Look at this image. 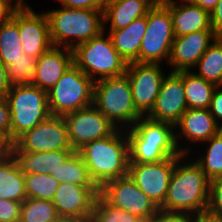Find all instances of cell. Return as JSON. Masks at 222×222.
<instances>
[{
    "mask_svg": "<svg viewBox=\"0 0 222 222\" xmlns=\"http://www.w3.org/2000/svg\"><path fill=\"white\" fill-rule=\"evenodd\" d=\"M180 6L174 0L161 1L170 11L175 37L200 30H212L210 13L188 0H181Z\"/></svg>",
    "mask_w": 222,
    "mask_h": 222,
    "instance_id": "20",
    "label": "cell"
},
{
    "mask_svg": "<svg viewBox=\"0 0 222 222\" xmlns=\"http://www.w3.org/2000/svg\"><path fill=\"white\" fill-rule=\"evenodd\" d=\"M62 6L75 9L103 10L107 0H58Z\"/></svg>",
    "mask_w": 222,
    "mask_h": 222,
    "instance_id": "39",
    "label": "cell"
},
{
    "mask_svg": "<svg viewBox=\"0 0 222 222\" xmlns=\"http://www.w3.org/2000/svg\"><path fill=\"white\" fill-rule=\"evenodd\" d=\"M13 144L23 152L73 150L63 117L55 115L25 132Z\"/></svg>",
    "mask_w": 222,
    "mask_h": 222,
    "instance_id": "11",
    "label": "cell"
},
{
    "mask_svg": "<svg viewBox=\"0 0 222 222\" xmlns=\"http://www.w3.org/2000/svg\"><path fill=\"white\" fill-rule=\"evenodd\" d=\"M133 102L136 110L146 117L160 92L164 74L159 64L132 62L127 65Z\"/></svg>",
    "mask_w": 222,
    "mask_h": 222,
    "instance_id": "12",
    "label": "cell"
},
{
    "mask_svg": "<svg viewBox=\"0 0 222 222\" xmlns=\"http://www.w3.org/2000/svg\"><path fill=\"white\" fill-rule=\"evenodd\" d=\"M6 99L11 113V144L51 116L47 92L32 84L11 87Z\"/></svg>",
    "mask_w": 222,
    "mask_h": 222,
    "instance_id": "6",
    "label": "cell"
},
{
    "mask_svg": "<svg viewBox=\"0 0 222 222\" xmlns=\"http://www.w3.org/2000/svg\"><path fill=\"white\" fill-rule=\"evenodd\" d=\"M91 219L94 222H144L137 216L110 205L100 194L95 200Z\"/></svg>",
    "mask_w": 222,
    "mask_h": 222,
    "instance_id": "35",
    "label": "cell"
},
{
    "mask_svg": "<svg viewBox=\"0 0 222 222\" xmlns=\"http://www.w3.org/2000/svg\"><path fill=\"white\" fill-rule=\"evenodd\" d=\"M0 133L3 134L11 144V113L6 98L0 97Z\"/></svg>",
    "mask_w": 222,
    "mask_h": 222,
    "instance_id": "38",
    "label": "cell"
},
{
    "mask_svg": "<svg viewBox=\"0 0 222 222\" xmlns=\"http://www.w3.org/2000/svg\"><path fill=\"white\" fill-rule=\"evenodd\" d=\"M74 150H55L49 152H23L10 144L9 154L22 174H52L75 153Z\"/></svg>",
    "mask_w": 222,
    "mask_h": 222,
    "instance_id": "18",
    "label": "cell"
},
{
    "mask_svg": "<svg viewBox=\"0 0 222 222\" xmlns=\"http://www.w3.org/2000/svg\"><path fill=\"white\" fill-rule=\"evenodd\" d=\"M183 86L188 108L209 109L216 85L197 76L195 72L183 71Z\"/></svg>",
    "mask_w": 222,
    "mask_h": 222,
    "instance_id": "26",
    "label": "cell"
},
{
    "mask_svg": "<svg viewBox=\"0 0 222 222\" xmlns=\"http://www.w3.org/2000/svg\"><path fill=\"white\" fill-rule=\"evenodd\" d=\"M10 143L8 142L7 138L0 133V155H6L9 153Z\"/></svg>",
    "mask_w": 222,
    "mask_h": 222,
    "instance_id": "47",
    "label": "cell"
},
{
    "mask_svg": "<svg viewBox=\"0 0 222 222\" xmlns=\"http://www.w3.org/2000/svg\"><path fill=\"white\" fill-rule=\"evenodd\" d=\"M174 38L169 9L162 2L153 5L147 12V28L139 50V63L168 61Z\"/></svg>",
    "mask_w": 222,
    "mask_h": 222,
    "instance_id": "8",
    "label": "cell"
},
{
    "mask_svg": "<svg viewBox=\"0 0 222 222\" xmlns=\"http://www.w3.org/2000/svg\"><path fill=\"white\" fill-rule=\"evenodd\" d=\"M99 188L96 185L60 183L52 199L59 217L91 218Z\"/></svg>",
    "mask_w": 222,
    "mask_h": 222,
    "instance_id": "15",
    "label": "cell"
},
{
    "mask_svg": "<svg viewBox=\"0 0 222 222\" xmlns=\"http://www.w3.org/2000/svg\"><path fill=\"white\" fill-rule=\"evenodd\" d=\"M176 127L181 129L180 133L175 132L177 147L179 146V140L183 136L193 143L206 142L221 130L209 109L188 108L175 125Z\"/></svg>",
    "mask_w": 222,
    "mask_h": 222,
    "instance_id": "21",
    "label": "cell"
},
{
    "mask_svg": "<svg viewBox=\"0 0 222 222\" xmlns=\"http://www.w3.org/2000/svg\"><path fill=\"white\" fill-rule=\"evenodd\" d=\"M129 129V130H128ZM125 132L129 144H151L156 146H177L175 141V126L141 117Z\"/></svg>",
    "mask_w": 222,
    "mask_h": 222,
    "instance_id": "22",
    "label": "cell"
},
{
    "mask_svg": "<svg viewBox=\"0 0 222 222\" xmlns=\"http://www.w3.org/2000/svg\"><path fill=\"white\" fill-rule=\"evenodd\" d=\"M38 58L23 54L7 66V77L11 87L33 84Z\"/></svg>",
    "mask_w": 222,
    "mask_h": 222,
    "instance_id": "34",
    "label": "cell"
},
{
    "mask_svg": "<svg viewBox=\"0 0 222 222\" xmlns=\"http://www.w3.org/2000/svg\"><path fill=\"white\" fill-rule=\"evenodd\" d=\"M22 202L0 199V222H19Z\"/></svg>",
    "mask_w": 222,
    "mask_h": 222,
    "instance_id": "37",
    "label": "cell"
},
{
    "mask_svg": "<svg viewBox=\"0 0 222 222\" xmlns=\"http://www.w3.org/2000/svg\"><path fill=\"white\" fill-rule=\"evenodd\" d=\"M18 31L23 51L28 56L39 58L52 46L47 15L37 14L30 6L18 8Z\"/></svg>",
    "mask_w": 222,
    "mask_h": 222,
    "instance_id": "16",
    "label": "cell"
},
{
    "mask_svg": "<svg viewBox=\"0 0 222 222\" xmlns=\"http://www.w3.org/2000/svg\"><path fill=\"white\" fill-rule=\"evenodd\" d=\"M61 49L51 46L38 58L32 85L48 92L73 64V50L65 47Z\"/></svg>",
    "mask_w": 222,
    "mask_h": 222,
    "instance_id": "19",
    "label": "cell"
},
{
    "mask_svg": "<svg viewBox=\"0 0 222 222\" xmlns=\"http://www.w3.org/2000/svg\"><path fill=\"white\" fill-rule=\"evenodd\" d=\"M99 194L112 206L123 209L144 222L161 215L159 207L135 184L129 175L106 182Z\"/></svg>",
    "mask_w": 222,
    "mask_h": 222,
    "instance_id": "9",
    "label": "cell"
},
{
    "mask_svg": "<svg viewBox=\"0 0 222 222\" xmlns=\"http://www.w3.org/2000/svg\"><path fill=\"white\" fill-rule=\"evenodd\" d=\"M189 148L180 146H156L151 144H129V164L158 163L170 157H182Z\"/></svg>",
    "mask_w": 222,
    "mask_h": 222,
    "instance_id": "27",
    "label": "cell"
},
{
    "mask_svg": "<svg viewBox=\"0 0 222 222\" xmlns=\"http://www.w3.org/2000/svg\"><path fill=\"white\" fill-rule=\"evenodd\" d=\"M197 66V76L216 86H222V38H216L212 42L198 60Z\"/></svg>",
    "mask_w": 222,
    "mask_h": 222,
    "instance_id": "29",
    "label": "cell"
},
{
    "mask_svg": "<svg viewBox=\"0 0 222 222\" xmlns=\"http://www.w3.org/2000/svg\"><path fill=\"white\" fill-rule=\"evenodd\" d=\"M180 158L170 157L158 163L129 164L128 175L160 208L166 199L175 164Z\"/></svg>",
    "mask_w": 222,
    "mask_h": 222,
    "instance_id": "13",
    "label": "cell"
},
{
    "mask_svg": "<svg viewBox=\"0 0 222 222\" xmlns=\"http://www.w3.org/2000/svg\"><path fill=\"white\" fill-rule=\"evenodd\" d=\"M26 198L25 175L9 153L0 156V199L23 202Z\"/></svg>",
    "mask_w": 222,
    "mask_h": 222,
    "instance_id": "25",
    "label": "cell"
},
{
    "mask_svg": "<svg viewBox=\"0 0 222 222\" xmlns=\"http://www.w3.org/2000/svg\"><path fill=\"white\" fill-rule=\"evenodd\" d=\"M215 39L213 30H200L175 37L168 60L174 68L171 72L190 71L196 67L198 60Z\"/></svg>",
    "mask_w": 222,
    "mask_h": 222,
    "instance_id": "17",
    "label": "cell"
},
{
    "mask_svg": "<svg viewBox=\"0 0 222 222\" xmlns=\"http://www.w3.org/2000/svg\"><path fill=\"white\" fill-rule=\"evenodd\" d=\"M93 105L116 127H132L141 117L133 102L127 74L96 80ZM118 123V124H117ZM127 123V124H126Z\"/></svg>",
    "mask_w": 222,
    "mask_h": 222,
    "instance_id": "4",
    "label": "cell"
},
{
    "mask_svg": "<svg viewBox=\"0 0 222 222\" xmlns=\"http://www.w3.org/2000/svg\"><path fill=\"white\" fill-rule=\"evenodd\" d=\"M121 1H125V0H107V2H121Z\"/></svg>",
    "mask_w": 222,
    "mask_h": 222,
    "instance_id": "50",
    "label": "cell"
},
{
    "mask_svg": "<svg viewBox=\"0 0 222 222\" xmlns=\"http://www.w3.org/2000/svg\"><path fill=\"white\" fill-rule=\"evenodd\" d=\"M104 32L73 48V63L94 82L123 75L128 65L113 46L110 36L104 39Z\"/></svg>",
    "mask_w": 222,
    "mask_h": 222,
    "instance_id": "5",
    "label": "cell"
},
{
    "mask_svg": "<svg viewBox=\"0 0 222 222\" xmlns=\"http://www.w3.org/2000/svg\"><path fill=\"white\" fill-rule=\"evenodd\" d=\"M60 183L51 174H25L27 198L52 201Z\"/></svg>",
    "mask_w": 222,
    "mask_h": 222,
    "instance_id": "33",
    "label": "cell"
},
{
    "mask_svg": "<svg viewBox=\"0 0 222 222\" xmlns=\"http://www.w3.org/2000/svg\"><path fill=\"white\" fill-rule=\"evenodd\" d=\"M186 222H222V218L214 216L206 211L196 214L195 216L186 217Z\"/></svg>",
    "mask_w": 222,
    "mask_h": 222,
    "instance_id": "44",
    "label": "cell"
},
{
    "mask_svg": "<svg viewBox=\"0 0 222 222\" xmlns=\"http://www.w3.org/2000/svg\"><path fill=\"white\" fill-rule=\"evenodd\" d=\"M222 86H217L212 97L209 107L211 115L214 117L217 125L222 129V124L218 123L219 119L222 121ZM218 119V120H217Z\"/></svg>",
    "mask_w": 222,
    "mask_h": 222,
    "instance_id": "40",
    "label": "cell"
},
{
    "mask_svg": "<svg viewBox=\"0 0 222 222\" xmlns=\"http://www.w3.org/2000/svg\"><path fill=\"white\" fill-rule=\"evenodd\" d=\"M184 157L175 164L161 215L186 218L207 211L210 180L195 162L182 166Z\"/></svg>",
    "mask_w": 222,
    "mask_h": 222,
    "instance_id": "1",
    "label": "cell"
},
{
    "mask_svg": "<svg viewBox=\"0 0 222 222\" xmlns=\"http://www.w3.org/2000/svg\"><path fill=\"white\" fill-rule=\"evenodd\" d=\"M91 218L59 217L55 222H87Z\"/></svg>",
    "mask_w": 222,
    "mask_h": 222,
    "instance_id": "48",
    "label": "cell"
},
{
    "mask_svg": "<svg viewBox=\"0 0 222 222\" xmlns=\"http://www.w3.org/2000/svg\"><path fill=\"white\" fill-rule=\"evenodd\" d=\"M23 54L18 31L17 9L8 22L0 25V60L7 67L11 61L23 57Z\"/></svg>",
    "mask_w": 222,
    "mask_h": 222,
    "instance_id": "28",
    "label": "cell"
},
{
    "mask_svg": "<svg viewBox=\"0 0 222 222\" xmlns=\"http://www.w3.org/2000/svg\"><path fill=\"white\" fill-rule=\"evenodd\" d=\"M15 1H16L15 4L18 5L19 7H27V5H25L24 3V0H15Z\"/></svg>",
    "mask_w": 222,
    "mask_h": 222,
    "instance_id": "49",
    "label": "cell"
},
{
    "mask_svg": "<svg viewBox=\"0 0 222 222\" xmlns=\"http://www.w3.org/2000/svg\"><path fill=\"white\" fill-rule=\"evenodd\" d=\"M12 3V0H0V25L8 22L19 8L18 5Z\"/></svg>",
    "mask_w": 222,
    "mask_h": 222,
    "instance_id": "42",
    "label": "cell"
},
{
    "mask_svg": "<svg viewBox=\"0 0 222 222\" xmlns=\"http://www.w3.org/2000/svg\"><path fill=\"white\" fill-rule=\"evenodd\" d=\"M207 212L222 218V179H213L209 183Z\"/></svg>",
    "mask_w": 222,
    "mask_h": 222,
    "instance_id": "36",
    "label": "cell"
},
{
    "mask_svg": "<svg viewBox=\"0 0 222 222\" xmlns=\"http://www.w3.org/2000/svg\"><path fill=\"white\" fill-rule=\"evenodd\" d=\"M211 28L216 38H222V0H219L210 14Z\"/></svg>",
    "mask_w": 222,
    "mask_h": 222,
    "instance_id": "41",
    "label": "cell"
},
{
    "mask_svg": "<svg viewBox=\"0 0 222 222\" xmlns=\"http://www.w3.org/2000/svg\"><path fill=\"white\" fill-rule=\"evenodd\" d=\"M188 109L183 86V71L165 75L155 104L146 116L158 122L176 125L182 114Z\"/></svg>",
    "mask_w": 222,
    "mask_h": 222,
    "instance_id": "14",
    "label": "cell"
},
{
    "mask_svg": "<svg viewBox=\"0 0 222 222\" xmlns=\"http://www.w3.org/2000/svg\"><path fill=\"white\" fill-rule=\"evenodd\" d=\"M11 85L9 84L7 77V67L0 60V97L6 98L10 91Z\"/></svg>",
    "mask_w": 222,
    "mask_h": 222,
    "instance_id": "43",
    "label": "cell"
},
{
    "mask_svg": "<svg viewBox=\"0 0 222 222\" xmlns=\"http://www.w3.org/2000/svg\"><path fill=\"white\" fill-rule=\"evenodd\" d=\"M52 177L59 183H73L76 185H95L82 156L76 151L63 166L53 172Z\"/></svg>",
    "mask_w": 222,
    "mask_h": 222,
    "instance_id": "30",
    "label": "cell"
},
{
    "mask_svg": "<svg viewBox=\"0 0 222 222\" xmlns=\"http://www.w3.org/2000/svg\"><path fill=\"white\" fill-rule=\"evenodd\" d=\"M125 134L118 127L108 137L91 141L77 151L99 189L108 181L128 175L129 143Z\"/></svg>",
    "mask_w": 222,
    "mask_h": 222,
    "instance_id": "2",
    "label": "cell"
},
{
    "mask_svg": "<svg viewBox=\"0 0 222 222\" xmlns=\"http://www.w3.org/2000/svg\"><path fill=\"white\" fill-rule=\"evenodd\" d=\"M161 0H125L106 2L103 9V20L110 22V30L123 29L135 19L146 16L148 10Z\"/></svg>",
    "mask_w": 222,
    "mask_h": 222,
    "instance_id": "23",
    "label": "cell"
},
{
    "mask_svg": "<svg viewBox=\"0 0 222 222\" xmlns=\"http://www.w3.org/2000/svg\"><path fill=\"white\" fill-rule=\"evenodd\" d=\"M62 117L74 151L91 141L108 137L117 129L93 104Z\"/></svg>",
    "mask_w": 222,
    "mask_h": 222,
    "instance_id": "10",
    "label": "cell"
},
{
    "mask_svg": "<svg viewBox=\"0 0 222 222\" xmlns=\"http://www.w3.org/2000/svg\"><path fill=\"white\" fill-rule=\"evenodd\" d=\"M52 46L72 49L99 36L105 30L103 10L75 9L62 6L45 13ZM71 37V38H70ZM76 38L75 41L73 40Z\"/></svg>",
    "mask_w": 222,
    "mask_h": 222,
    "instance_id": "3",
    "label": "cell"
},
{
    "mask_svg": "<svg viewBox=\"0 0 222 222\" xmlns=\"http://www.w3.org/2000/svg\"><path fill=\"white\" fill-rule=\"evenodd\" d=\"M94 83L73 63L47 92L50 114L63 116L92 105Z\"/></svg>",
    "mask_w": 222,
    "mask_h": 222,
    "instance_id": "7",
    "label": "cell"
},
{
    "mask_svg": "<svg viewBox=\"0 0 222 222\" xmlns=\"http://www.w3.org/2000/svg\"><path fill=\"white\" fill-rule=\"evenodd\" d=\"M58 218L52 201L26 198L22 202L19 222H55Z\"/></svg>",
    "mask_w": 222,
    "mask_h": 222,
    "instance_id": "32",
    "label": "cell"
},
{
    "mask_svg": "<svg viewBox=\"0 0 222 222\" xmlns=\"http://www.w3.org/2000/svg\"><path fill=\"white\" fill-rule=\"evenodd\" d=\"M147 28V15L135 19L129 26L110 30L109 36L120 56L129 64L139 63V50Z\"/></svg>",
    "mask_w": 222,
    "mask_h": 222,
    "instance_id": "24",
    "label": "cell"
},
{
    "mask_svg": "<svg viewBox=\"0 0 222 222\" xmlns=\"http://www.w3.org/2000/svg\"><path fill=\"white\" fill-rule=\"evenodd\" d=\"M189 2L199 5L202 9L206 10L211 14L215 9L219 0H188Z\"/></svg>",
    "mask_w": 222,
    "mask_h": 222,
    "instance_id": "45",
    "label": "cell"
},
{
    "mask_svg": "<svg viewBox=\"0 0 222 222\" xmlns=\"http://www.w3.org/2000/svg\"><path fill=\"white\" fill-rule=\"evenodd\" d=\"M150 222H186V218L160 215L159 217L152 219Z\"/></svg>",
    "mask_w": 222,
    "mask_h": 222,
    "instance_id": "46",
    "label": "cell"
},
{
    "mask_svg": "<svg viewBox=\"0 0 222 222\" xmlns=\"http://www.w3.org/2000/svg\"><path fill=\"white\" fill-rule=\"evenodd\" d=\"M207 142L209 144L206 150L207 154L194 162L211 181L222 177V129Z\"/></svg>",
    "mask_w": 222,
    "mask_h": 222,
    "instance_id": "31",
    "label": "cell"
}]
</instances>
